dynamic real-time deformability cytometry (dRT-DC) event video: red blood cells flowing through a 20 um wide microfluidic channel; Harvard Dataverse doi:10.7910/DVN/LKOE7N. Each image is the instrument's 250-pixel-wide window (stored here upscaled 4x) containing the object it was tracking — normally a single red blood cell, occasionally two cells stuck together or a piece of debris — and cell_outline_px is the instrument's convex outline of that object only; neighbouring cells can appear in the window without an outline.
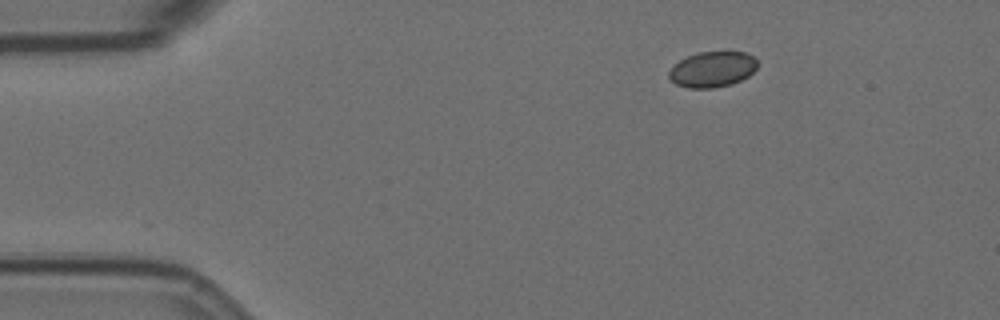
{"species": "Egyptian fruit bat (a non-hibernating species)", "species_latin": "Rousettus aegyptiacus", "temperature_condition": "room temperature", "stored_images_in_passage": 36, "camera_frame_rate_fps": 3000, "um_per_image_px": 0.085, "animal": {"sex": "female"}, "frame": {"image": 1, "passage_image": 1, "time_ms": 0.0, "image_size_px": [1000, 320], "cell_outline_px": [[756, 68], [748, 76], [732, 84], [712, 88], [688, 88], [676, 84], [668, 76], [668, 72], [680, 60], [696, 52], [744, 52], [752, 56], [756, 60]], "centroid_in_image_um": [60.54, 5.9], "position_along_channel_um": 24.5, "area_um2": 18.15}}
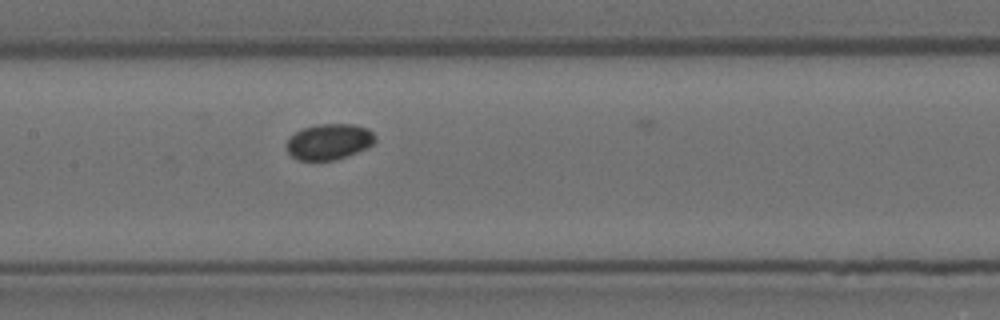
{"frame": {"image": 2, "passage_image": 20, "time_ms": 6.333, "image_size_px": [1000, 320], "cell_outline_px": [[376, 140], [368, 148], [332, 160], [296, 160], [288, 152], [288, 140], [296, 132], [304, 128], [316, 124], [352, 124], [368, 128], [376, 136]], "centroid_in_image_um": [28.0, 12.03], "position_along_channel_um": 179.4, "area_um2": 18.26}}
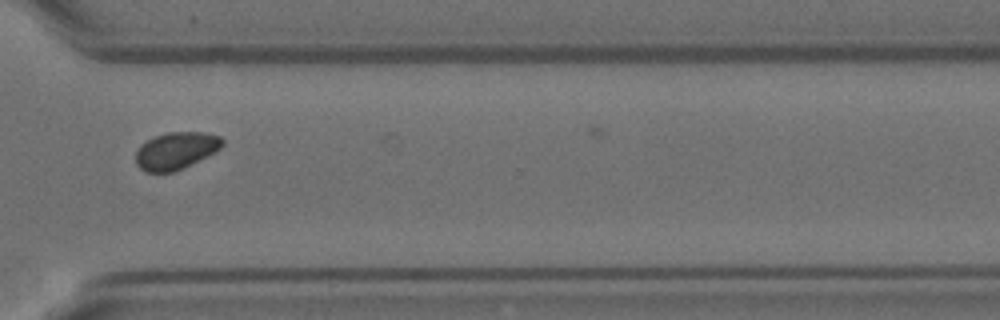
{"frame": {"image": 3, "passage_image": 35, "time_ms": 11.333, "image_size_px": [1000, 320], "cell_outline_px": [[224, 144], [220, 148], [184, 168], [172, 172], [144, 172], [136, 164], [136, 152], [140, 144], [156, 136], [168, 132], [204, 132], [220, 136], [224, 140]], "centroid_in_image_um": [14.94, 12.81], "position_along_channel_um": 355.7, "area_um2": 18.67}}